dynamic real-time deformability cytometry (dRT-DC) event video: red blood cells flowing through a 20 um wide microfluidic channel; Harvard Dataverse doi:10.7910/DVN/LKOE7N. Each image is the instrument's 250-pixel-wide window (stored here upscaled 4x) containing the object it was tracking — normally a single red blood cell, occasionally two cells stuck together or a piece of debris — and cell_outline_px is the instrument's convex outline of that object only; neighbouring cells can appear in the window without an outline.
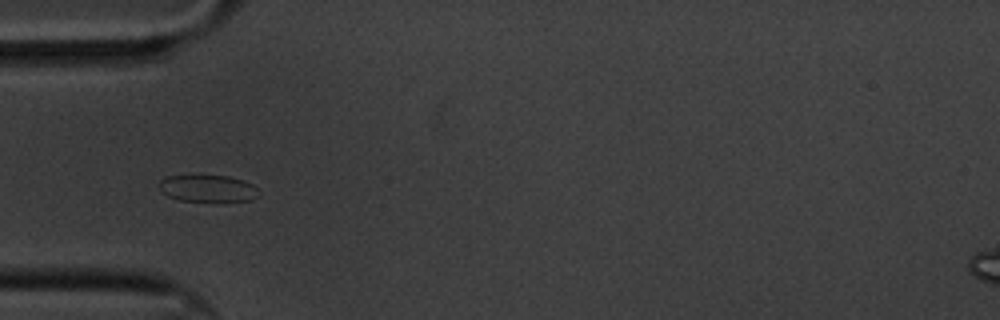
{"species": "common noctule bat (a hibernating species)", "species_latin": "Nyctalus noctula", "temperature_condition": "cold", "stored_images_in_passage": 43, "camera_frame_rate_fps": 3000, "um_per_image_px": 0.085, "animal": {"sex": "male", "body_mass_g": 20.1, "forearm_length_mm": 53.5}, "frame": {"image": 1, "passage_image": 1, "time_ms": 0.0, "image_size_px": [1000, 320], "cell_outline_px": [[256, 196], [252, 200], [216, 204], [180, 200], [168, 196], [160, 192], [156, 184], [160, 180], [168, 176], [192, 172], [228, 176], [244, 180], [252, 184], [256, 188]], "centroid_in_image_um": [17.58, 16.01], "position_along_channel_um": 67.4, "area_um2": 17.17}}
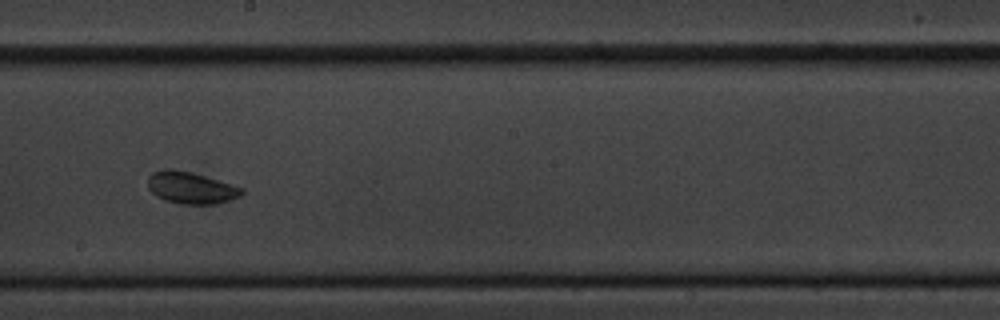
{"frame": {"image": 2, "passage_image": 16, "time_ms": 5.0, "image_size_px": [1000, 320], "cell_outline_px": [[244, 192], [240, 196], [232, 200], [216, 204], [180, 204], [164, 200], [156, 196], [148, 188], [148, 176], [152, 172], [164, 168], [172, 168], [204, 176], [244, 188]], "centroid_in_image_um": [16.21, 15.97], "position_along_channel_um": 232.0, "area_um2": 17.51}}
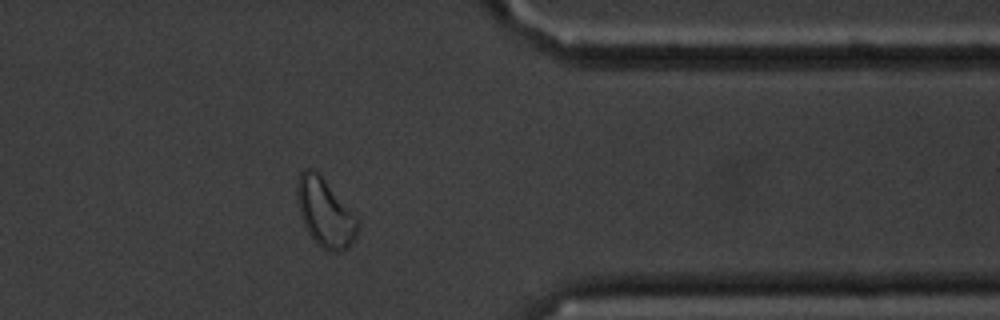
{"frame": {"image": 3, "passage_image": 31, "time_ms": 10.0, "image_size_px": [1000, 320], "cell_outline_px": [[360, 228], [356, 240], [348, 248], [340, 252], [328, 252], [320, 248], [316, 244], [308, 232], [300, 216], [296, 192], [296, 184], [300, 172], [304, 168], [312, 168], [324, 180], [356, 216], [360, 224]], "centroid_in_image_um": [27.64, 18.14], "position_along_channel_um": 383.8, "area_um2": 24.33}, "authors_computed_cell_mechanics": {"area_um2": 17.1666, "velocity_mm_per_s": 3.2862, "shape_relaxation_time_tau1_ms": 4.9528, "shape_relaxation_time_tau2_ms": null, "deformation_change_tau1": 0.0631, "deformation_change_tau2": null}}